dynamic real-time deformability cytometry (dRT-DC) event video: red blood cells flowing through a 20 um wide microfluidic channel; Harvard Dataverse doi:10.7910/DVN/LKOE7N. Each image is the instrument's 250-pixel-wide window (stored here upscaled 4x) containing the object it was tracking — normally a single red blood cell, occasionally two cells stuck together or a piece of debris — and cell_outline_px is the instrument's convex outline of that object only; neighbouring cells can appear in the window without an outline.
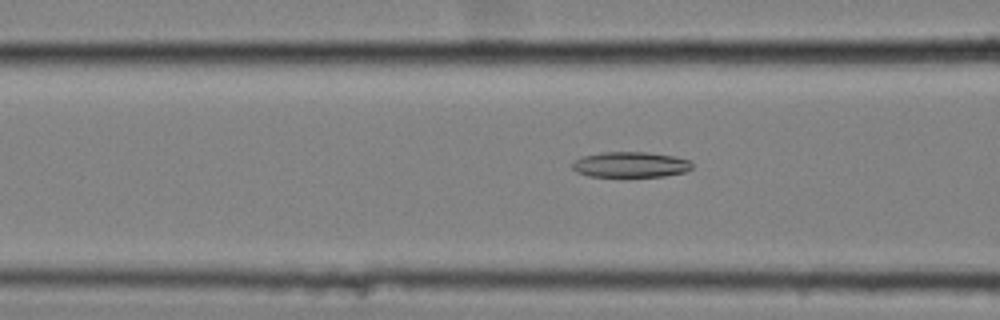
{"species": "common noctule bat (a hibernating species)", "species_latin": "Nyctalus noctula", "temperature_condition": "cold", "stored_images_in_passage": 38, "camera_frame_rate_fps": 3000, "um_per_image_px": 0.085, "animal": {"sex": "female", "body_mass_g": 25.1}, "frame": {"image": 1, "passage_image": 4, "time_ms": 1.0, "image_size_px": [1000, 320], "cell_outline_px": [[692, 168], [684, 172], [664, 176], [588, 176], [576, 172], [572, 168], [572, 164], [576, 160], [584, 156], [600, 152], [644, 152], [672, 156], [692, 160]], "centroid_in_image_um": [53.6, 13.99], "position_along_channel_um": 113.0, "area_um2": 17.69}}
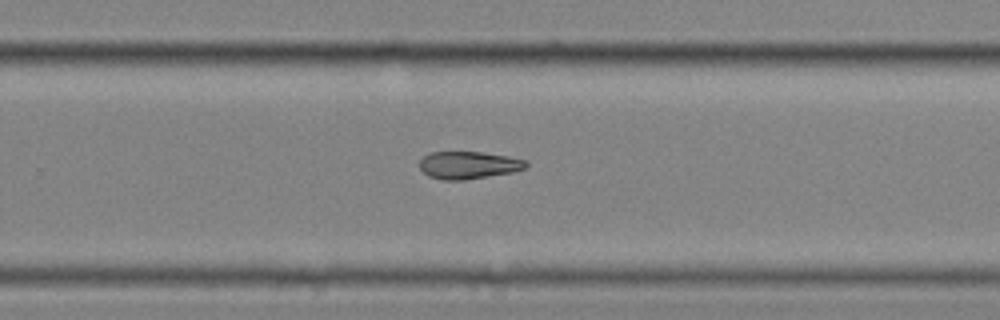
{"frame": {"image": 2, "passage_image": 19, "time_ms": 6.0, "image_size_px": [1000, 320], "cell_outline_px": [[528, 164], [524, 168], [512, 172], [464, 180], [444, 180], [428, 176], [420, 168], [420, 160], [428, 152], [480, 152], [508, 156], [524, 160]], "centroid_in_image_um": [39.79, 14.03], "position_along_channel_um": 290.0, "area_um2": 16.88}}
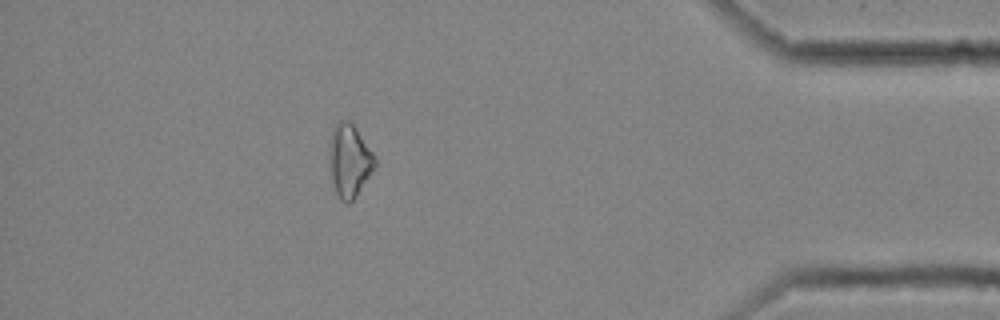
{"frame": {"image": 3, "passage_image": 32, "time_ms": 10.333, "image_size_px": [1000, 320], "cell_outline_px": [[376, 164], [356, 196], [348, 204], [340, 200], [336, 192], [332, 180], [328, 160], [328, 156], [332, 132], [336, 124], [340, 120], [348, 120], [356, 128], [372, 152], [376, 160]], "centroid_in_image_um": [29.67, 13.66], "position_along_channel_um": 405.5, "area_um2": 19.02}}